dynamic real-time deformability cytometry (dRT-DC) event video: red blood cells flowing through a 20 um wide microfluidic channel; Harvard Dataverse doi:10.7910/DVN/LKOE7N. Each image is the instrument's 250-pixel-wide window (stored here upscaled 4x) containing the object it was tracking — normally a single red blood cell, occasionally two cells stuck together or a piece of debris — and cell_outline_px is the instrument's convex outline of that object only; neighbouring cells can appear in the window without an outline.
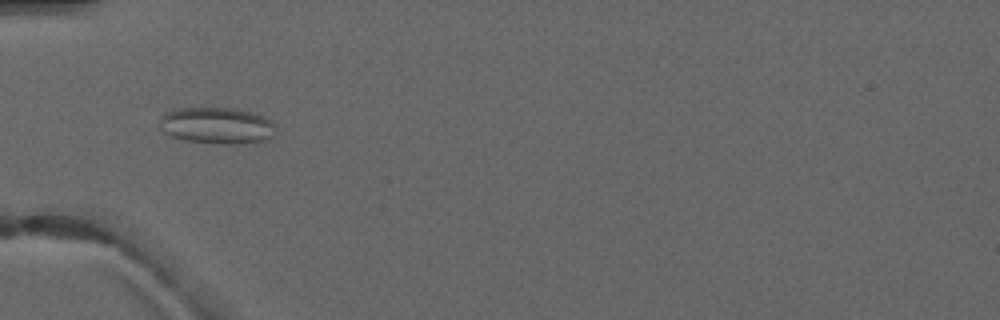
{"species": "common noctule bat (a hibernating species)", "species_latin": "Nyctalus noctula", "temperature_condition": "warm", "stored_images_in_passage": 6, "camera_frame_rate_fps": 3000, "um_per_image_px": 0.085, "animal": {"sex": "male", "forearm_length_mm": 52.5}, "frame": {"image": 1, "passage_image": 5, "time_ms": 4.667, "image_size_px": [1000, 320], "cell_outline_px": [[276, 128], [272, 136], [264, 140], [252, 144], [216, 144], [184, 140], [172, 136], [164, 132], [160, 128], [164, 112], [180, 108], [236, 108], [264, 116], [276, 124]], "centroid_in_image_um": [18.48, 10.69], "position_along_channel_um": 66.5, "area_um2": 24.91}}